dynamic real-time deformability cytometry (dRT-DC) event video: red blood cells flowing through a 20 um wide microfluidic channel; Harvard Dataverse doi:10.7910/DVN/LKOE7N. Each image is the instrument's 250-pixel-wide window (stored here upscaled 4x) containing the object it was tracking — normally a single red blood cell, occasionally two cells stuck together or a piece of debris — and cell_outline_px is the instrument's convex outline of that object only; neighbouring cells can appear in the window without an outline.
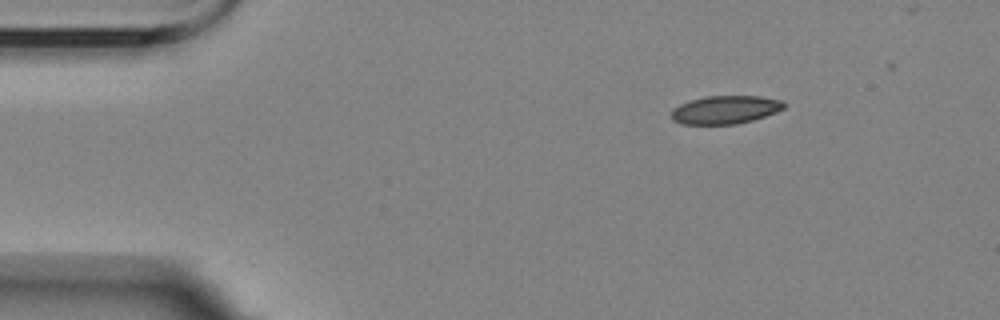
{"species": "Egyptian fruit bat (a non-hibernating species)", "species_latin": "Rousettus aegyptiacus", "temperature_condition": "room temperature", "stored_images_in_passage": 2, "camera_frame_rate_fps": 3000, "um_per_image_px": 0.085, "animal": {"sex": "female"}, "frame": {"image": 1, "passage_image": 1, "time_ms": 0.0, "image_size_px": [1000, 320], "cell_outline_px": [[784, 108], [776, 112], [752, 120], [736, 124], [680, 124], [672, 120], [672, 108], [688, 100], [708, 96], [760, 96], [780, 100], [784, 104]], "centroid_in_image_um": [61.6, 9.33], "position_along_channel_um": 23.4, "area_um2": 18.44}}